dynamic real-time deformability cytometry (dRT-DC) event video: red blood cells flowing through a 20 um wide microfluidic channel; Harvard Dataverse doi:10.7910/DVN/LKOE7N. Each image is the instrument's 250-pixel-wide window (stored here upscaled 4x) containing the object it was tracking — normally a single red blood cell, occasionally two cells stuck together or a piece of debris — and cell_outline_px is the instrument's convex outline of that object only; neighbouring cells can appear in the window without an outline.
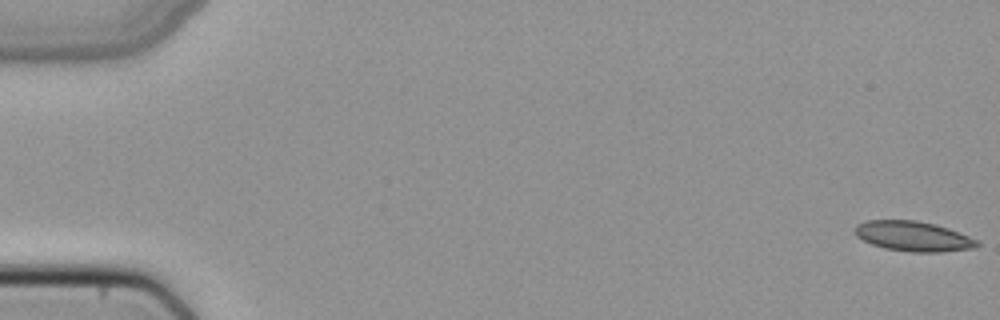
{"species": "common noctule bat (a hibernating species)", "species_latin": "Nyctalus noctula", "temperature_condition": "cold", "stored_images_in_passage": 51, "camera_frame_rate_fps": 3000, "um_per_image_px": 0.085, "animal": {"sex": "female", "body_mass_g": 22.7, "forearm_length_mm": 54.2}, "frame": {"image": 1, "passage_image": 1, "time_ms": 0.0, "image_size_px": [1000, 320], "cell_outline_px": [[980, 244], [976, 248], [940, 252], [912, 252], [884, 248], [872, 244], [856, 236], [856, 224], [868, 220], [916, 220], [936, 224], [948, 228], [980, 240]], "centroid_in_image_um": [77.68, 20.08], "position_along_channel_um": 7.3, "area_um2": 21.44}}
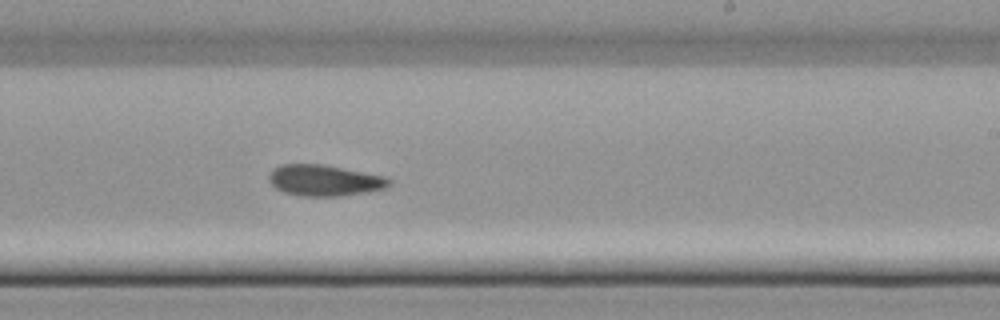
{"frame": {"image": 2, "passage_image": 32, "time_ms": 10.333, "image_size_px": [1000, 320], "cell_outline_px": [[392, 184], [384, 188], [368, 192], [340, 196], [300, 196], [284, 192], [276, 188], [268, 180], [268, 176], [272, 168], [280, 164], [324, 164], [388, 176], [392, 180]], "centroid_in_image_um": [27.61, 15.32], "position_along_channel_um": 261.4, "area_um2": 22.2}}
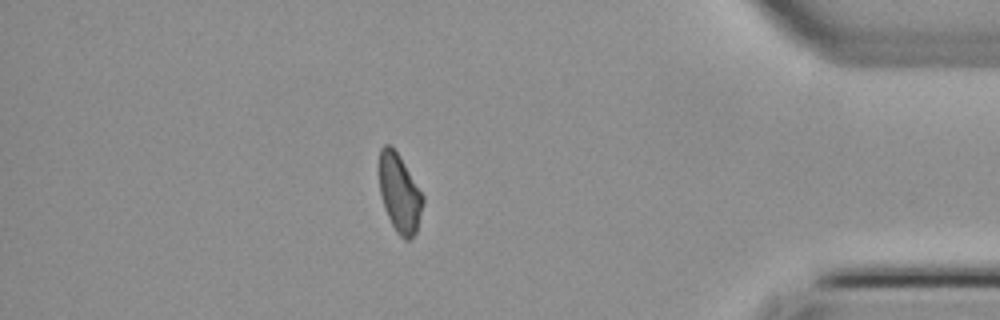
{"frame": {"image": 3, "passage_image": 45, "time_ms": 14.667, "image_size_px": [1000, 320], "cell_outline_px": [[424, 204], [416, 232], [408, 240], [404, 240], [396, 232], [384, 208], [380, 196], [376, 168], [376, 164], [380, 148], [384, 144], [392, 144], [400, 156], [424, 196]], "centroid_in_image_um": [33.9, 16.34], "position_along_channel_um": 401.3, "area_um2": 20.75}}